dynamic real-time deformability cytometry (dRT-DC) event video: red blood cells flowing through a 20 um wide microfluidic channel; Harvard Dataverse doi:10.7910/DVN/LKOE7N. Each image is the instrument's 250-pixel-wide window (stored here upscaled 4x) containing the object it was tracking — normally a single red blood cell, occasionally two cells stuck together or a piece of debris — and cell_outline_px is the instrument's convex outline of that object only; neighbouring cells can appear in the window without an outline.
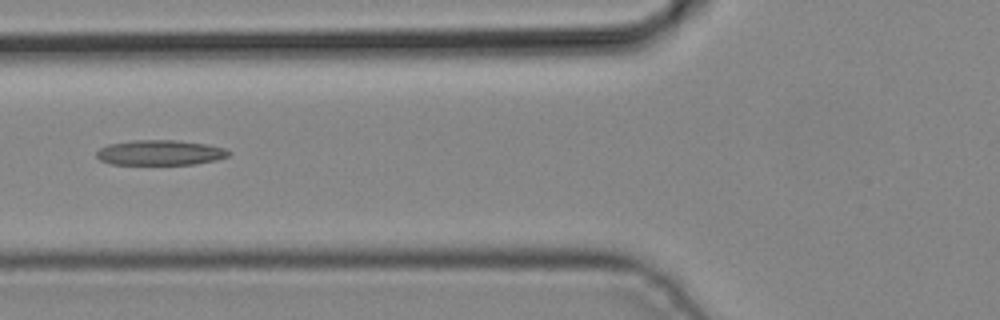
{"species": "common noctule bat (a hibernating species)", "species_latin": "Nyctalus noctula", "temperature_condition": "cold", "stored_images_in_passage": 3, "camera_frame_rate_fps": 3000, "um_per_image_px": 0.085, "animal": {"sex": "male", "body_mass_g": 19.2, "forearm_length_mm": 51.8}, "frame": {"image": 1, "passage_image": 3, "time_ms": 0.667, "image_size_px": [1000, 320], "cell_outline_px": [[232, 152], [228, 156], [216, 160], [196, 164], [112, 164], [100, 160], [96, 156], [96, 152], [100, 148], [108, 144], [132, 140], [176, 140], [208, 144], [224, 148]], "centroid_in_image_um": [13.62, 12.97], "position_along_channel_um": 112.2, "area_um2": 19.42}}